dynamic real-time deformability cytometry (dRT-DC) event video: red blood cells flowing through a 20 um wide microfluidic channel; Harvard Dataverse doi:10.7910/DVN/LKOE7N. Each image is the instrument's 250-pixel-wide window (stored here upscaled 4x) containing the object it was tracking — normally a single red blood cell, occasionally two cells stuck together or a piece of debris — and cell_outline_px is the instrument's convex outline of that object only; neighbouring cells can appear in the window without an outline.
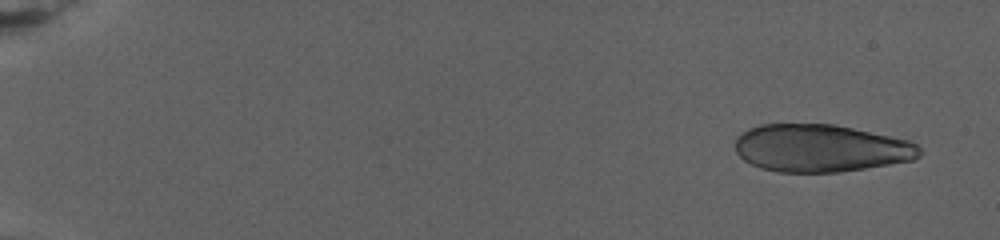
{"species": "human", "species_latin": "Homo sapiens", "temperature_condition": "warm", "stored_images_in_passage": 24, "camera_frame_rate_fps": 3000, "um_per_image_px": 0.085, "donor": {"sex": "female"}, "frame": {"image": 1, "passage_image": 1, "time_ms": 0.0, "image_size_px": [1000, 240], "cell_outline_px": [[924, 152], [920, 156], [912, 160], [840, 172], [776, 172], [760, 168], [744, 160], [736, 152], [736, 136], [748, 128], [760, 124], [832, 124], [852, 128], [908, 140], [916, 144]], "centroid_in_image_um": [69.73, 12.59], "position_along_channel_um": 15.3, "area_um2": 51.04}}
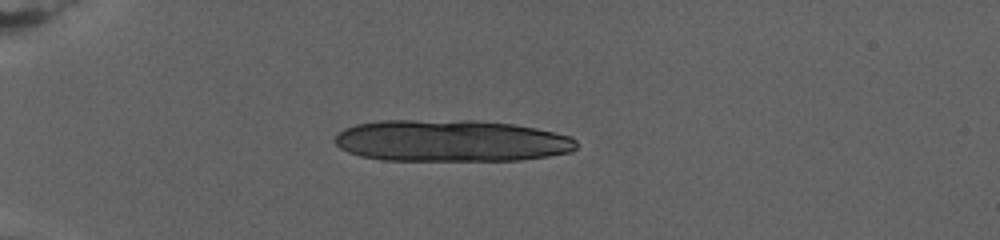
{"frame": {"image": 2, "passage_image": 16, "time_ms": 6.0, "image_size_px": [1000, 240], "cell_outline_px": [[576, 148], [572, 152], [548, 156], [520, 160], [380, 160], [360, 156], [348, 152], [340, 148], [332, 140], [336, 132], [344, 128], [356, 124], [380, 120], [476, 120], [512, 124], [536, 128], [572, 136], [576, 140]], "centroid_in_image_um": [38.3, 11.96], "position_along_channel_um": 46.7, "area_um2": 59.36}}